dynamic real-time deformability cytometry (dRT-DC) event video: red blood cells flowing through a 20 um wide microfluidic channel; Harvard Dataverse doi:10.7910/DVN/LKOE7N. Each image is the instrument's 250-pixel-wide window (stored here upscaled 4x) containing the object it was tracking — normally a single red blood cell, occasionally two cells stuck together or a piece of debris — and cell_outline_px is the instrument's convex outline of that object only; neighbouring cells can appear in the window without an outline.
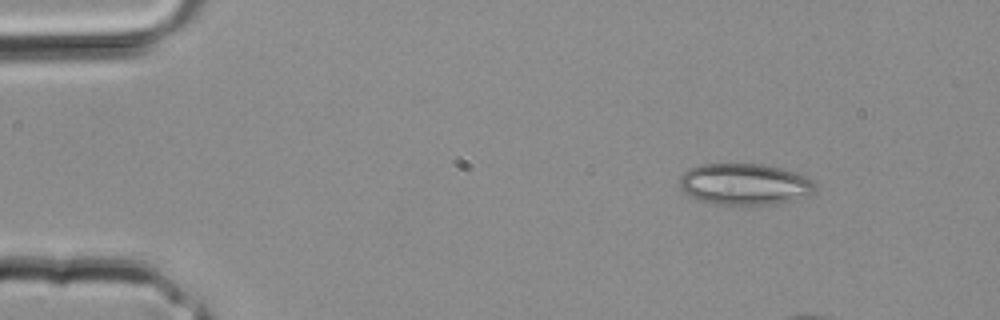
{"species": "common noctule bat (a hibernating species)", "species_latin": "Nyctalus noctula", "temperature_condition": "room temperature", "stored_images_in_passage": 2, "camera_frame_rate_fps": 3000, "um_per_image_px": 0.085, "animal": {"sex": "male", "body_mass_g": 20.4}, "frame": {"image": 1, "passage_image": 1, "time_ms": 0.0, "image_size_px": [1000, 320], "cell_outline_px": [[816, 188], [812, 192], [792, 200], [752, 208], [712, 204], [696, 200], [684, 192], [680, 188], [680, 176], [688, 168], [700, 164], [760, 164], [780, 168], [804, 176], [812, 180], [816, 184]], "centroid_in_image_um": [63.22, 15.7], "position_along_channel_um": 21.8, "area_um2": 33.35}}